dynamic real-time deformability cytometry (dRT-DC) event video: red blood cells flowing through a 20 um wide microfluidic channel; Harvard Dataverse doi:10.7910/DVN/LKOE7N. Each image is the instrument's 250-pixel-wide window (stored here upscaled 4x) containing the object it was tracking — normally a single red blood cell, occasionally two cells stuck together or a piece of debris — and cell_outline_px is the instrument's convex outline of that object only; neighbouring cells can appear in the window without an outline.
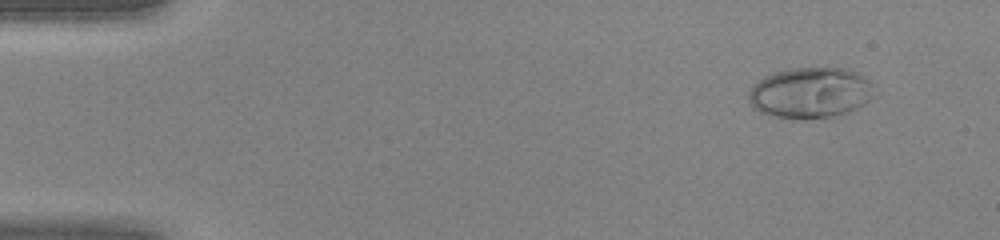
{"species": "human", "species_latin": "Homo sapiens", "temperature_condition": "warm", "stored_images_in_passage": 44, "camera_frame_rate_fps": 3000, "um_per_image_px": 0.085, "donor": {"sex": "female"}, "frame": {"image": 1, "passage_image": 4, "time_ms": 1.0, "image_size_px": [1000, 240], "cell_outline_px": [[876, 96], [864, 104], [848, 112], [832, 116], [772, 116], [760, 112], [748, 100], [748, 92], [764, 76], [776, 72], [792, 68], [848, 68], [864, 76], [872, 84]], "centroid_in_image_um": [68.94, 7.84], "position_along_channel_um": 16.1, "area_um2": 36.41}}
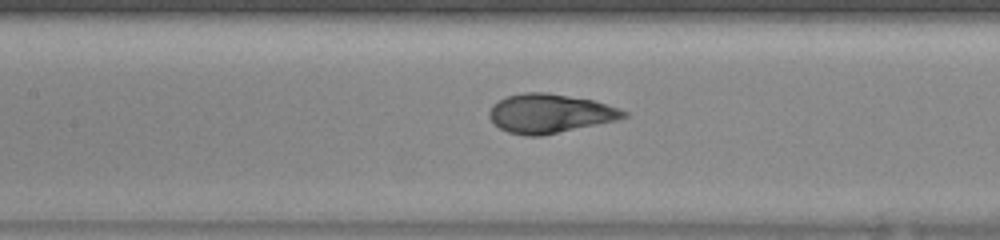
{"frame": {"image": 2, "passage_image": 21, "time_ms": 6.667, "image_size_px": [1000, 240], "cell_outline_px": [[628, 116], [616, 120], [540, 136], [524, 136], [508, 132], [500, 128], [488, 116], [488, 112], [492, 104], [508, 96], [524, 92], [548, 92], [592, 100], [620, 108], [628, 112]], "centroid_in_image_um": [46.72, 9.64], "position_along_channel_um": 160.7, "area_um2": 30.4}}
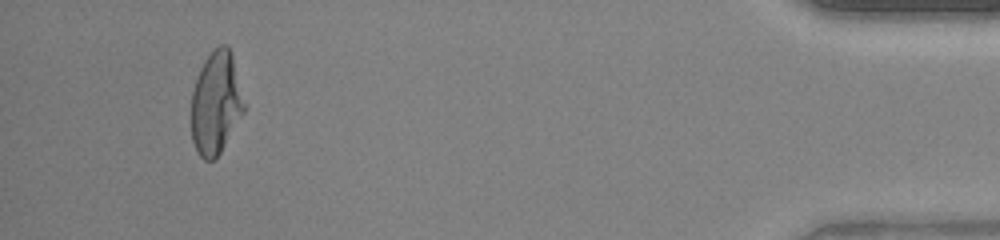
{"frame": {"image": 3, "passage_image": 42, "time_ms": 13.667, "image_size_px": [1000, 240], "cell_outline_px": [[244, 112], [220, 152], [212, 160], [204, 160], [200, 156], [192, 140], [192, 92], [200, 68], [204, 60], [212, 48], [220, 44], [228, 44], [232, 52], [244, 104]], "centroid_in_image_um": [18.35, 8.7], "position_along_channel_um": 416.9, "area_um2": 31.33}}